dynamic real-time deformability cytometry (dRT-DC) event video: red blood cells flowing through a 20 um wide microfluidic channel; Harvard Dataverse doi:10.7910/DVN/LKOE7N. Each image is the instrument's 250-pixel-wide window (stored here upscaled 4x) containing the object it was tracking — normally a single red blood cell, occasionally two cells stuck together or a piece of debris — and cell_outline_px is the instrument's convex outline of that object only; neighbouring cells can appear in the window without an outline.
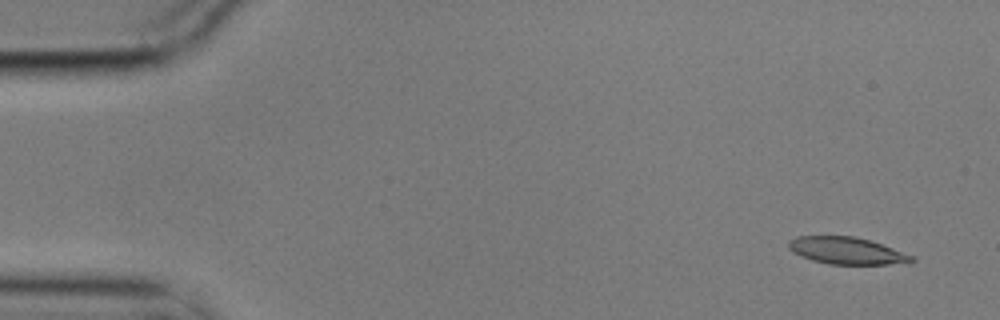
{"species": "common noctule bat (a hibernating species)", "species_latin": "Nyctalus noctula", "temperature_condition": "cold", "stored_images_in_passage": 5, "camera_frame_rate_fps": 3000, "um_per_image_px": 0.085, "animal": {"sex": "male", "body_mass_g": 17.9}, "frame": {"image": 1, "passage_image": 1, "time_ms": 0.0, "image_size_px": [1000, 320], "cell_outline_px": [[916, 260], [912, 264], [828, 264], [812, 260], [800, 256], [792, 252], [788, 248], [788, 240], [796, 236], [856, 236], [916, 256]], "centroid_in_image_um": [72.0, 21.32], "position_along_channel_um": 13.0, "area_um2": 19.65}}
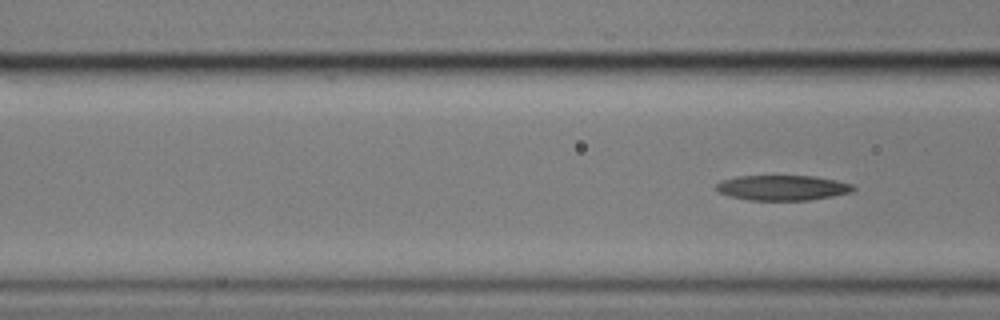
{"frame": {"image": 2, "passage_image": 5, "time_ms": 1.333, "image_size_px": [1000, 320], "cell_outline_px": [[856, 188], [852, 192], [832, 196], [808, 200], [748, 200], [728, 196], [720, 192], [716, 188], [716, 184], [720, 180], [736, 176], [816, 176], [836, 180], [852, 184]], "centroid_in_image_um": [66.5, 15.95], "position_along_channel_um": 100.1, "area_um2": 20.17}}